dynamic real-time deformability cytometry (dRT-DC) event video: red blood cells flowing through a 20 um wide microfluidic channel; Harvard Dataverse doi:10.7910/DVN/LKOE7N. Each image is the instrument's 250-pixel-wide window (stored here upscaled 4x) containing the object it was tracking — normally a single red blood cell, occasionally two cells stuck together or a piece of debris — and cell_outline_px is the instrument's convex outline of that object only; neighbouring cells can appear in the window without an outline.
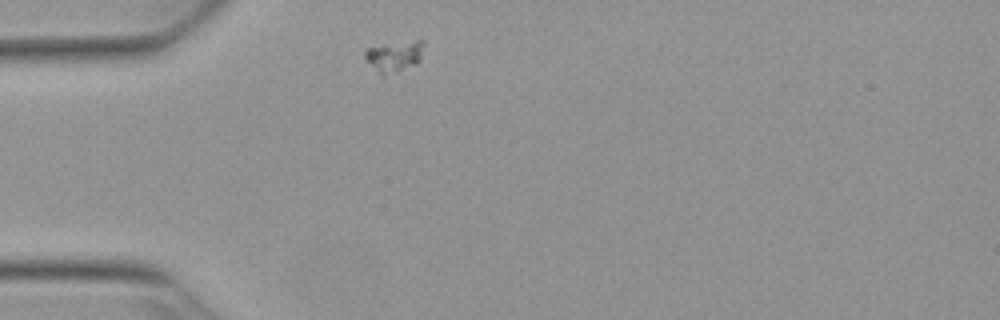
{"species": "Egyptian fruit bat (a non-hibernating species)", "species_latin": "Rousettus aegyptiacus", "temperature_condition": "warm", "stored_images_in_passage": 42, "camera_frame_rate_fps": 3000, "um_per_image_px": 0.085, "animal": {"sex": "female"}, "frame": {"image": 1, "passage_image": 1, "time_ms": 0.0, "image_size_px": [1000, 320], "cell_outline_px": [[424, 44], [420, 60], [416, 64], [384, 76], [380, 76], [364, 56], [364, 52], [368, 48], [384, 44], [416, 40], [424, 40]], "centroid_in_image_um": [33.53, 4.78], "position_along_channel_um": 51.5, "area_um2": 10.52}}
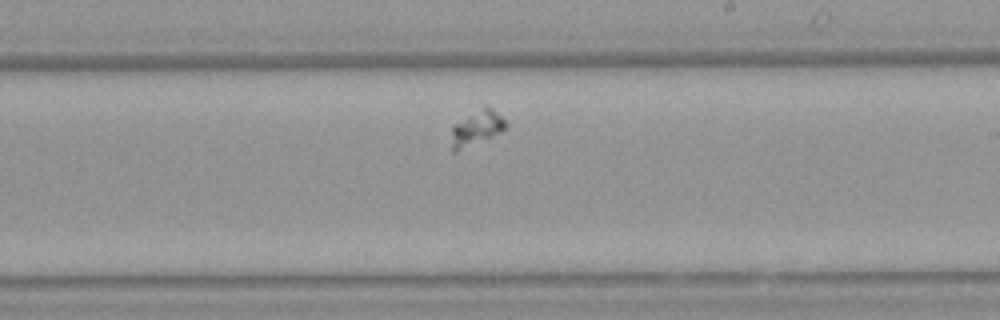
{"frame": {"image": 2, "passage_image": 19, "time_ms": 6.0, "image_size_px": [1000, 320], "cell_outline_px": [[508, 124], [500, 132], [492, 136], [456, 152], [452, 152], [452, 128], [456, 124], [484, 104], [492, 108]], "centroid_in_image_um": [40.52, 10.87], "position_along_channel_um": 248.5, "area_um2": 10.75}}